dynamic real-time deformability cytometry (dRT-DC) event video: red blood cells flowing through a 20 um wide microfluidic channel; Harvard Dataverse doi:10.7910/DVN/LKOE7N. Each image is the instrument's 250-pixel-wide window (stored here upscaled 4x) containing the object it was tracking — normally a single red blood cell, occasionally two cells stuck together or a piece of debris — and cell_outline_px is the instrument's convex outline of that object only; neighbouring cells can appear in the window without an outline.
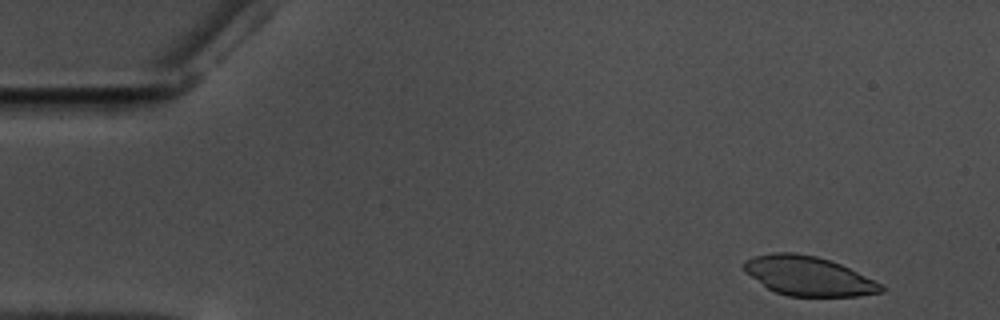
{"species": "common noctule bat (a hibernating species)", "species_latin": "Nyctalus noctula", "temperature_condition": "warm", "stored_images_in_passage": 16, "camera_frame_rate_fps": 3000, "um_per_image_px": 0.085, "animal": {"sex": "male", "body_mass_g": 17.5, "forearm_length_mm": 52.3}, "frame": {"image": 1, "passage_image": 4, "time_ms": 1.0, "image_size_px": [1000, 320], "cell_outline_px": [[884, 292], [856, 296], [788, 296], [776, 292], [768, 288], [744, 272], [744, 260], [756, 256], [776, 252], [792, 252], [816, 256], [840, 264], [884, 284]], "centroid_in_image_um": [68.73, 23.46], "position_along_channel_um": 16.3, "area_um2": 31.27}}